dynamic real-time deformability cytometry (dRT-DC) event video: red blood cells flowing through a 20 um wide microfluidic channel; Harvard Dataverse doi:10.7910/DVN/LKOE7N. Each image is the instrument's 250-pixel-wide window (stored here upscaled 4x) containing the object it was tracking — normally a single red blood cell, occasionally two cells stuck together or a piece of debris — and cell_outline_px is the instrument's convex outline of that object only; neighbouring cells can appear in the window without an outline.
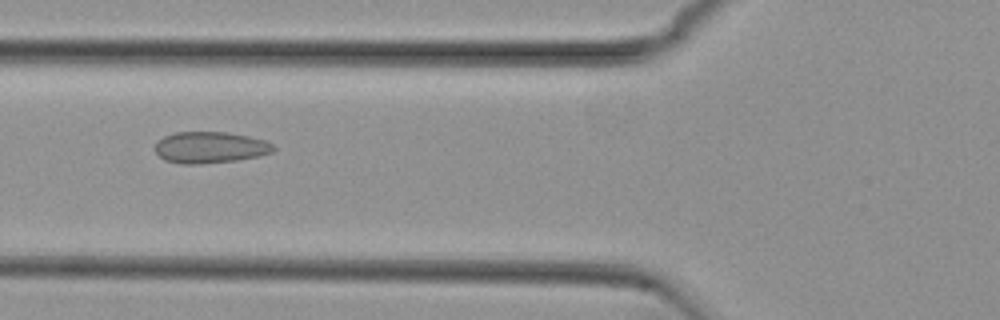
{"species": "common noctule bat (a hibernating species)", "species_latin": "Nyctalus noctula", "temperature_condition": "cold", "stored_images_in_passage": 54, "camera_frame_rate_fps": 3000, "um_per_image_px": 0.085, "animal": {"sex": "female", "body_mass_g": 29.2, "forearm_length_mm": 56.3}, "frame": {"image": 1, "passage_image": 20, "time_ms": 6.333, "image_size_px": [1000, 320], "cell_outline_px": [[276, 148], [272, 152], [260, 156], [236, 160], [200, 164], [180, 164], [164, 160], [152, 148], [164, 136], [176, 132], [228, 132], [248, 136], [264, 140], [272, 144]], "centroid_in_image_um": [17.85, 12.53], "position_along_channel_um": 108.0, "area_um2": 21.73}}
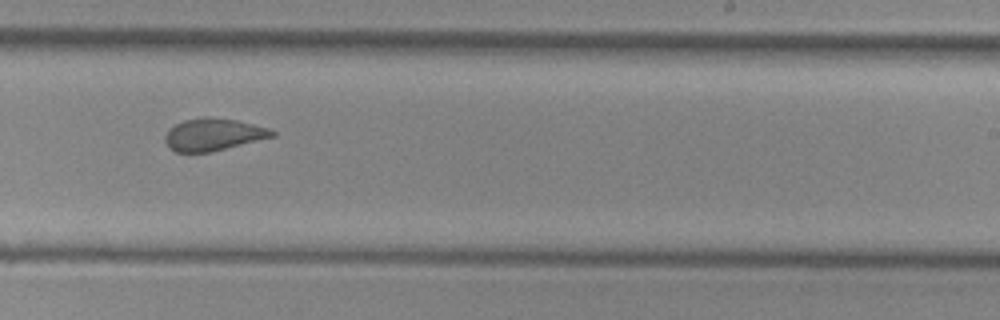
{"frame": {"image": 2, "passage_image": 33, "time_ms": 10.667, "image_size_px": [1000, 320], "cell_outline_px": [[276, 136], [212, 152], [176, 152], [168, 148], [164, 140], [164, 136], [168, 128], [184, 120], [208, 116], [236, 120], [272, 128], [276, 132]], "centroid_in_image_um": [18.14, 11.43], "position_along_channel_um": 270.9, "area_um2": 20.46}}
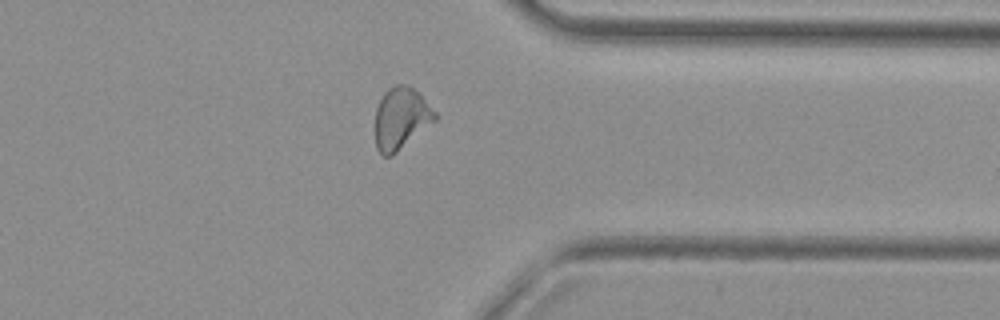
{"frame": {"image": 3, "passage_image": 42, "time_ms": 13.667, "image_size_px": [1000, 320], "cell_outline_px": [[436, 120], [392, 156], [380, 156], [376, 148], [376, 108], [384, 92], [388, 88], [396, 84], [408, 84], [420, 92], [436, 112]], "centroid_in_image_um": [34.09, 10.04], "position_along_channel_um": 377.3, "area_um2": 21.73}, "authors_computed_cell_mechanics": {"area_um2": 21.7328, "velocity_mm_per_s": 3.7617, "shape_relaxation_time_tau1_ms": null, "shape_relaxation_time_tau2_ms": 1.1314, "deformation_change_tau1": null, "deformation_change_tau2": 0.0679}}